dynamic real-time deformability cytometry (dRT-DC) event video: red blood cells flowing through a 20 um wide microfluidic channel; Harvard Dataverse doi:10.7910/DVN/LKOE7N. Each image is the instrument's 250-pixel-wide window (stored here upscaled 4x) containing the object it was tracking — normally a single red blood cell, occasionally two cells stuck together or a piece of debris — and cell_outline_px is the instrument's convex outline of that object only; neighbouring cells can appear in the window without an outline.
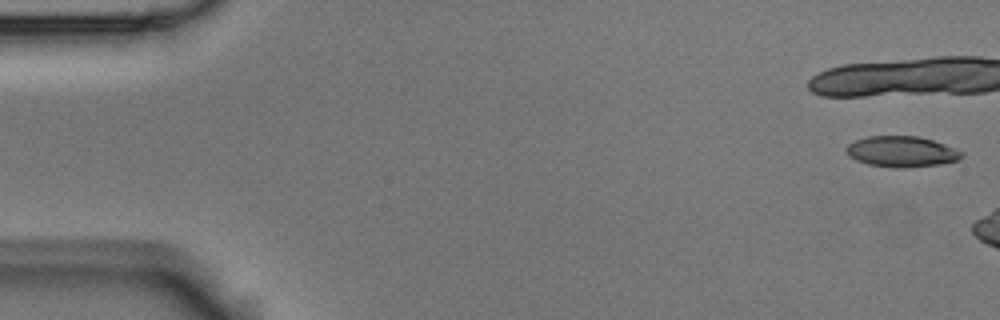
{"species": "Egyptian fruit bat (a non-hibernating species)", "species_latin": "Rousettus aegyptiacus", "temperature_condition": "room temperature", "stored_images_in_passage": 6, "camera_frame_rate_fps": 3000, "um_per_image_px": 0.085, "animal": {"sex": "male"}, "frame": {"image": 1, "passage_image": 1, "time_ms": 0.0, "image_size_px": [1000, 320], "cell_outline_px": [[964, 156], [956, 160], [940, 164], [900, 168], [896, 168], [868, 164], [856, 160], [848, 156], [844, 152], [844, 148], [848, 144], [856, 140], [868, 136], [920, 136], [944, 144], [964, 152]], "centroid_in_image_um": [76.6, 12.88], "position_along_channel_um": 8.4, "area_um2": 20.75}}